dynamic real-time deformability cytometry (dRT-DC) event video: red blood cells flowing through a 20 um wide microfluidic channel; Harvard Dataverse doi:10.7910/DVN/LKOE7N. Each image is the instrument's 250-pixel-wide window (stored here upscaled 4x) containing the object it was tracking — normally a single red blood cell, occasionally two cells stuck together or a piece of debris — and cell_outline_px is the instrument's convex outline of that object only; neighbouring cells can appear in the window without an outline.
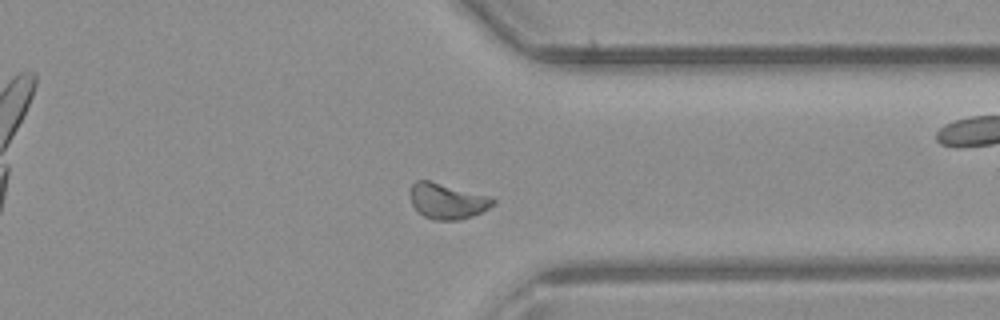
{"species": "common noctule bat (a hibernating species)", "species_latin": "Nyctalus noctula", "temperature_condition": "room temperature", "stored_images_in_passage": 33, "camera_frame_rate_fps": 3000, "um_per_image_px": 0.085, "animal": {"sex": "male", "body_mass_g": 23.1, "forearm_length_mm": 52.7}, "frame": {"image": 1, "passage_image": 24, "time_ms": 7.667, "image_size_px": [1000, 320], "cell_outline_px": [[496, 204], [472, 216], [460, 220], [432, 220], [424, 216], [412, 204], [408, 192], [412, 184], [416, 180], [428, 180], [492, 196], [496, 200]], "centroid_in_image_um": [38.02, 17.08], "position_along_channel_um": 373.4, "area_um2": 17.4}}